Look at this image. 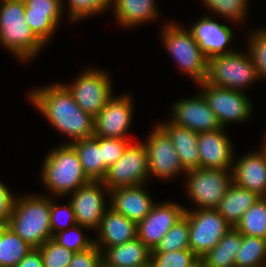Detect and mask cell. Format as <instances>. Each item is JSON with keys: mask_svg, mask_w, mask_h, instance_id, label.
<instances>
[{"mask_svg": "<svg viewBox=\"0 0 266 267\" xmlns=\"http://www.w3.org/2000/svg\"><path fill=\"white\" fill-rule=\"evenodd\" d=\"M105 194L109 196V189L102 181H89L69 194L71 197L69 202L78 225L89 230L95 229L94 231L99 228L102 217L109 208L105 201Z\"/></svg>", "mask_w": 266, "mask_h": 267, "instance_id": "obj_13", "label": "cell"}, {"mask_svg": "<svg viewBox=\"0 0 266 267\" xmlns=\"http://www.w3.org/2000/svg\"><path fill=\"white\" fill-rule=\"evenodd\" d=\"M231 171V172H230ZM189 199L195 209H216L232 180V170L197 168L186 173Z\"/></svg>", "mask_w": 266, "mask_h": 267, "instance_id": "obj_7", "label": "cell"}, {"mask_svg": "<svg viewBox=\"0 0 266 267\" xmlns=\"http://www.w3.org/2000/svg\"><path fill=\"white\" fill-rule=\"evenodd\" d=\"M193 267H203L200 260Z\"/></svg>", "mask_w": 266, "mask_h": 267, "instance_id": "obj_45", "label": "cell"}, {"mask_svg": "<svg viewBox=\"0 0 266 267\" xmlns=\"http://www.w3.org/2000/svg\"><path fill=\"white\" fill-rule=\"evenodd\" d=\"M69 267H103L102 252L95 244L85 251L75 252Z\"/></svg>", "mask_w": 266, "mask_h": 267, "instance_id": "obj_41", "label": "cell"}, {"mask_svg": "<svg viewBox=\"0 0 266 267\" xmlns=\"http://www.w3.org/2000/svg\"><path fill=\"white\" fill-rule=\"evenodd\" d=\"M266 266V239L242 235L241 249L235 257V267Z\"/></svg>", "mask_w": 266, "mask_h": 267, "instance_id": "obj_31", "label": "cell"}, {"mask_svg": "<svg viewBox=\"0 0 266 267\" xmlns=\"http://www.w3.org/2000/svg\"><path fill=\"white\" fill-rule=\"evenodd\" d=\"M69 144L75 149L86 176L91 181H102V137L92 136Z\"/></svg>", "mask_w": 266, "mask_h": 267, "instance_id": "obj_28", "label": "cell"}, {"mask_svg": "<svg viewBox=\"0 0 266 267\" xmlns=\"http://www.w3.org/2000/svg\"><path fill=\"white\" fill-rule=\"evenodd\" d=\"M235 228L242 235L266 239V198L259 197L244 213Z\"/></svg>", "mask_w": 266, "mask_h": 267, "instance_id": "obj_30", "label": "cell"}, {"mask_svg": "<svg viewBox=\"0 0 266 267\" xmlns=\"http://www.w3.org/2000/svg\"><path fill=\"white\" fill-rule=\"evenodd\" d=\"M109 75L102 69L87 68L72 84H63L80 108L95 117L114 96Z\"/></svg>", "mask_w": 266, "mask_h": 267, "instance_id": "obj_9", "label": "cell"}, {"mask_svg": "<svg viewBox=\"0 0 266 267\" xmlns=\"http://www.w3.org/2000/svg\"><path fill=\"white\" fill-rule=\"evenodd\" d=\"M245 53L235 50L209 58L206 82L220 88L244 92L245 87H250V84L259 80L249 52Z\"/></svg>", "mask_w": 266, "mask_h": 267, "instance_id": "obj_6", "label": "cell"}, {"mask_svg": "<svg viewBox=\"0 0 266 267\" xmlns=\"http://www.w3.org/2000/svg\"><path fill=\"white\" fill-rule=\"evenodd\" d=\"M26 22L34 35L48 44L55 33L64 10V0H25Z\"/></svg>", "mask_w": 266, "mask_h": 267, "instance_id": "obj_18", "label": "cell"}, {"mask_svg": "<svg viewBox=\"0 0 266 267\" xmlns=\"http://www.w3.org/2000/svg\"><path fill=\"white\" fill-rule=\"evenodd\" d=\"M203 3L213 13L219 14L220 16L240 23L246 20V14L248 12L249 0H202Z\"/></svg>", "mask_w": 266, "mask_h": 267, "instance_id": "obj_33", "label": "cell"}, {"mask_svg": "<svg viewBox=\"0 0 266 267\" xmlns=\"http://www.w3.org/2000/svg\"><path fill=\"white\" fill-rule=\"evenodd\" d=\"M241 244L242 234L232 227L212 250L200 257V262L203 267H235Z\"/></svg>", "mask_w": 266, "mask_h": 267, "instance_id": "obj_27", "label": "cell"}, {"mask_svg": "<svg viewBox=\"0 0 266 267\" xmlns=\"http://www.w3.org/2000/svg\"><path fill=\"white\" fill-rule=\"evenodd\" d=\"M42 164V183L55 197H65L91 181L70 144L60 143L49 151Z\"/></svg>", "mask_w": 266, "mask_h": 267, "instance_id": "obj_3", "label": "cell"}, {"mask_svg": "<svg viewBox=\"0 0 266 267\" xmlns=\"http://www.w3.org/2000/svg\"><path fill=\"white\" fill-rule=\"evenodd\" d=\"M263 141H264V143H263V145H261V149L266 153V133H265V135H264V137H263Z\"/></svg>", "mask_w": 266, "mask_h": 267, "instance_id": "obj_44", "label": "cell"}, {"mask_svg": "<svg viewBox=\"0 0 266 267\" xmlns=\"http://www.w3.org/2000/svg\"><path fill=\"white\" fill-rule=\"evenodd\" d=\"M10 191L0 180V226L7 225L12 215L16 197Z\"/></svg>", "mask_w": 266, "mask_h": 267, "instance_id": "obj_42", "label": "cell"}, {"mask_svg": "<svg viewBox=\"0 0 266 267\" xmlns=\"http://www.w3.org/2000/svg\"><path fill=\"white\" fill-rule=\"evenodd\" d=\"M51 197L41 194L16 196L7 224L32 248H39L53 237L50 225Z\"/></svg>", "mask_w": 266, "mask_h": 267, "instance_id": "obj_2", "label": "cell"}, {"mask_svg": "<svg viewBox=\"0 0 266 267\" xmlns=\"http://www.w3.org/2000/svg\"><path fill=\"white\" fill-rule=\"evenodd\" d=\"M184 214L185 207L178 202L155 203L150 213L137 223V237L152 251Z\"/></svg>", "mask_w": 266, "mask_h": 267, "instance_id": "obj_15", "label": "cell"}, {"mask_svg": "<svg viewBox=\"0 0 266 267\" xmlns=\"http://www.w3.org/2000/svg\"><path fill=\"white\" fill-rule=\"evenodd\" d=\"M190 250L200 259L233 227L216 209H187Z\"/></svg>", "mask_w": 266, "mask_h": 267, "instance_id": "obj_8", "label": "cell"}, {"mask_svg": "<svg viewBox=\"0 0 266 267\" xmlns=\"http://www.w3.org/2000/svg\"><path fill=\"white\" fill-rule=\"evenodd\" d=\"M15 267H44L39 248H31Z\"/></svg>", "mask_w": 266, "mask_h": 267, "instance_id": "obj_43", "label": "cell"}, {"mask_svg": "<svg viewBox=\"0 0 266 267\" xmlns=\"http://www.w3.org/2000/svg\"><path fill=\"white\" fill-rule=\"evenodd\" d=\"M171 106L169 121L194 132L215 131L221 129L216 115L200 93L192 98L181 99Z\"/></svg>", "mask_w": 266, "mask_h": 267, "instance_id": "obj_16", "label": "cell"}, {"mask_svg": "<svg viewBox=\"0 0 266 267\" xmlns=\"http://www.w3.org/2000/svg\"><path fill=\"white\" fill-rule=\"evenodd\" d=\"M27 96L52 127L72 138L64 144L94 136V117L80 108L63 84L31 90Z\"/></svg>", "mask_w": 266, "mask_h": 267, "instance_id": "obj_1", "label": "cell"}, {"mask_svg": "<svg viewBox=\"0 0 266 267\" xmlns=\"http://www.w3.org/2000/svg\"><path fill=\"white\" fill-rule=\"evenodd\" d=\"M82 229L88 228L76 224L71 228L55 233L52 239L73 252L85 251L94 245V238H89L82 232Z\"/></svg>", "mask_w": 266, "mask_h": 267, "instance_id": "obj_36", "label": "cell"}, {"mask_svg": "<svg viewBox=\"0 0 266 267\" xmlns=\"http://www.w3.org/2000/svg\"><path fill=\"white\" fill-rule=\"evenodd\" d=\"M0 1H25V0H0Z\"/></svg>", "mask_w": 266, "mask_h": 267, "instance_id": "obj_46", "label": "cell"}, {"mask_svg": "<svg viewBox=\"0 0 266 267\" xmlns=\"http://www.w3.org/2000/svg\"><path fill=\"white\" fill-rule=\"evenodd\" d=\"M224 129L198 133L200 168L232 170L235 153L233 143Z\"/></svg>", "mask_w": 266, "mask_h": 267, "instance_id": "obj_17", "label": "cell"}, {"mask_svg": "<svg viewBox=\"0 0 266 267\" xmlns=\"http://www.w3.org/2000/svg\"><path fill=\"white\" fill-rule=\"evenodd\" d=\"M67 4L68 19L79 22L84 18L107 11L112 6V0H68Z\"/></svg>", "mask_w": 266, "mask_h": 267, "instance_id": "obj_35", "label": "cell"}, {"mask_svg": "<svg viewBox=\"0 0 266 267\" xmlns=\"http://www.w3.org/2000/svg\"><path fill=\"white\" fill-rule=\"evenodd\" d=\"M152 128L149 137L143 142L147 152L149 176L153 175L164 181L178 174L180 176L181 172L185 175L187 171L183 168L168 133L158 123Z\"/></svg>", "mask_w": 266, "mask_h": 267, "instance_id": "obj_12", "label": "cell"}, {"mask_svg": "<svg viewBox=\"0 0 266 267\" xmlns=\"http://www.w3.org/2000/svg\"><path fill=\"white\" fill-rule=\"evenodd\" d=\"M145 188L146 184L110 190L109 207L136 223L142 221L156 203Z\"/></svg>", "mask_w": 266, "mask_h": 267, "instance_id": "obj_20", "label": "cell"}, {"mask_svg": "<svg viewBox=\"0 0 266 267\" xmlns=\"http://www.w3.org/2000/svg\"><path fill=\"white\" fill-rule=\"evenodd\" d=\"M233 182L259 197L266 196V153L260 151L249 152L233 163Z\"/></svg>", "mask_w": 266, "mask_h": 267, "instance_id": "obj_21", "label": "cell"}, {"mask_svg": "<svg viewBox=\"0 0 266 267\" xmlns=\"http://www.w3.org/2000/svg\"><path fill=\"white\" fill-rule=\"evenodd\" d=\"M112 10L118 24L132 29L155 21L159 13L155 0H112Z\"/></svg>", "mask_w": 266, "mask_h": 267, "instance_id": "obj_25", "label": "cell"}, {"mask_svg": "<svg viewBox=\"0 0 266 267\" xmlns=\"http://www.w3.org/2000/svg\"><path fill=\"white\" fill-rule=\"evenodd\" d=\"M95 232L97 238L94 239V244L102 252L106 247H113L135 239L137 223L109 207Z\"/></svg>", "mask_w": 266, "mask_h": 267, "instance_id": "obj_22", "label": "cell"}, {"mask_svg": "<svg viewBox=\"0 0 266 267\" xmlns=\"http://www.w3.org/2000/svg\"><path fill=\"white\" fill-rule=\"evenodd\" d=\"M189 30L208 59L234 51L226 49L233 41L234 32L232 28L228 25L220 24L212 16L201 17L189 27Z\"/></svg>", "mask_w": 266, "mask_h": 267, "instance_id": "obj_19", "label": "cell"}, {"mask_svg": "<svg viewBox=\"0 0 266 267\" xmlns=\"http://www.w3.org/2000/svg\"><path fill=\"white\" fill-rule=\"evenodd\" d=\"M52 201L53 198H51L50 225L52 235H54L59 231L68 229V227L71 228L75 226L77 224V221L70 202H68V205H59V203ZM63 218H65L66 220H63Z\"/></svg>", "mask_w": 266, "mask_h": 267, "instance_id": "obj_39", "label": "cell"}, {"mask_svg": "<svg viewBox=\"0 0 266 267\" xmlns=\"http://www.w3.org/2000/svg\"><path fill=\"white\" fill-rule=\"evenodd\" d=\"M0 43L23 62L45 47L26 22L23 1H0Z\"/></svg>", "mask_w": 266, "mask_h": 267, "instance_id": "obj_4", "label": "cell"}, {"mask_svg": "<svg viewBox=\"0 0 266 267\" xmlns=\"http://www.w3.org/2000/svg\"><path fill=\"white\" fill-rule=\"evenodd\" d=\"M132 142L131 139L102 137L103 179L108 168L117 162Z\"/></svg>", "mask_w": 266, "mask_h": 267, "instance_id": "obj_40", "label": "cell"}, {"mask_svg": "<svg viewBox=\"0 0 266 267\" xmlns=\"http://www.w3.org/2000/svg\"><path fill=\"white\" fill-rule=\"evenodd\" d=\"M170 136L183 168L188 171L200 168V154L197 145L198 133L171 123H158Z\"/></svg>", "mask_w": 266, "mask_h": 267, "instance_id": "obj_24", "label": "cell"}, {"mask_svg": "<svg viewBox=\"0 0 266 267\" xmlns=\"http://www.w3.org/2000/svg\"><path fill=\"white\" fill-rule=\"evenodd\" d=\"M174 22H167L162 31V42L164 48L172 56L180 67L195 81L203 83L206 81L208 58L201 51L190 30H185Z\"/></svg>", "mask_w": 266, "mask_h": 267, "instance_id": "obj_5", "label": "cell"}, {"mask_svg": "<svg viewBox=\"0 0 266 267\" xmlns=\"http://www.w3.org/2000/svg\"><path fill=\"white\" fill-rule=\"evenodd\" d=\"M151 250L138 238L102 251L103 267H150Z\"/></svg>", "mask_w": 266, "mask_h": 267, "instance_id": "obj_23", "label": "cell"}, {"mask_svg": "<svg viewBox=\"0 0 266 267\" xmlns=\"http://www.w3.org/2000/svg\"><path fill=\"white\" fill-rule=\"evenodd\" d=\"M259 196L234 182L228 187L216 210L233 227L241 220L244 213L256 202Z\"/></svg>", "mask_w": 266, "mask_h": 267, "instance_id": "obj_26", "label": "cell"}, {"mask_svg": "<svg viewBox=\"0 0 266 267\" xmlns=\"http://www.w3.org/2000/svg\"><path fill=\"white\" fill-rule=\"evenodd\" d=\"M31 248L7 225L0 226V267H15Z\"/></svg>", "mask_w": 266, "mask_h": 267, "instance_id": "obj_29", "label": "cell"}, {"mask_svg": "<svg viewBox=\"0 0 266 267\" xmlns=\"http://www.w3.org/2000/svg\"><path fill=\"white\" fill-rule=\"evenodd\" d=\"M248 39V52L256 67L258 77L266 79V27L252 31Z\"/></svg>", "mask_w": 266, "mask_h": 267, "instance_id": "obj_37", "label": "cell"}, {"mask_svg": "<svg viewBox=\"0 0 266 267\" xmlns=\"http://www.w3.org/2000/svg\"><path fill=\"white\" fill-rule=\"evenodd\" d=\"M133 100L125 93L113 96L94 117V136L130 139L127 132L133 118Z\"/></svg>", "mask_w": 266, "mask_h": 267, "instance_id": "obj_14", "label": "cell"}, {"mask_svg": "<svg viewBox=\"0 0 266 267\" xmlns=\"http://www.w3.org/2000/svg\"><path fill=\"white\" fill-rule=\"evenodd\" d=\"M199 260L190 249L151 253L150 267H193Z\"/></svg>", "mask_w": 266, "mask_h": 267, "instance_id": "obj_34", "label": "cell"}, {"mask_svg": "<svg viewBox=\"0 0 266 267\" xmlns=\"http://www.w3.org/2000/svg\"><path fill=\"white\" fill-rule=\"evenodd\" d=\"M44 267H69L75 252L59 245L52 238L39 247Z\"/></svg>", "mask_w": 266, "mask_h": 267, "instance_id": "obj_38", "label": "cell"}, {"mask_svg": "<svg viewBox=\"0 0 266 267\" xmlns=\"http://www.w3.org/2000/svg\"><path fill=\"white\" fill-rule=\"evenodd\" d=\"M149 176L148 158L143 142L132 141L123 156L111 165L102 180L110 190L120 187L144 185Z\"/></svg>", "mask_w": 266, "mask_h": 267, "instance_id": "obj_10", "label": "cell"}, {"mask_svg": "<svg viewBox=\"0 0 266 267\" xmlns=\"http://www.w3.org/2000/svg\"><path fill=\"white\" fill-rule=\"evenodd\" d=\"M198 85L202 88L200 93L223 128L227 127L229 123H244L251 118L253 106L245 95L246 93L213 86L206 81Z\"/></svg>", "mask_w": 266, "mask_h": 267, "instance_id": "obj_11", "label": "cell"}, {"mask_svg": "<svg viewBox=\"0 0 266 267\" xmlns=\"http://www.w3.org/2000/svg\"><path fill=\"white\" fill-rule=\"evenodd\" d=\"M182 249H190L189 222L186 214L170 228L151 253H167Z\"/></svg>", "mask_w": 266, "mask_h": 267, "instance_id": "obj_32", "label": "cell"}]
</instances>
